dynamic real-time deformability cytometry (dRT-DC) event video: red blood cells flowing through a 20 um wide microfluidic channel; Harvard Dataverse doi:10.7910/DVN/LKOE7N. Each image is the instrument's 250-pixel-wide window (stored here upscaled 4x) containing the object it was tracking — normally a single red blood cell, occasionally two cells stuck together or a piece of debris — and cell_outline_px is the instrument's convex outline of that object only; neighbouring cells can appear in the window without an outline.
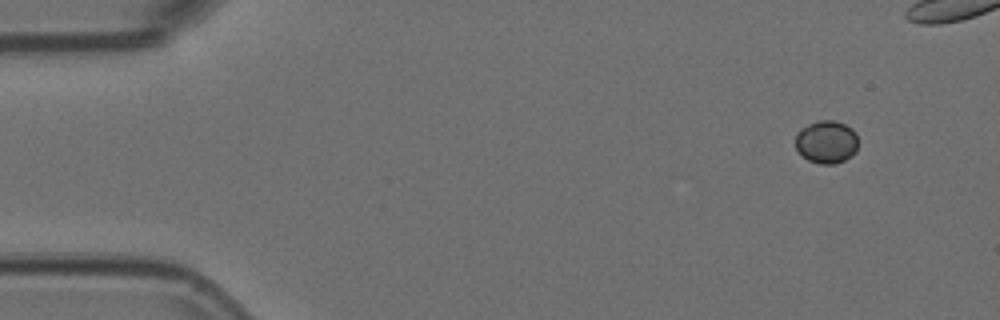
{"species": "Egyptian fruit bat (a non-hibernating species)", "species_latin": "Rousettus aegyptiacus", "temperature_condition": "room temperature", "stored_images_in_passage": 7, "camera_frame_rate_fps": 3000, "um_per_image_px": 0.085, "animal": {"sex": "female"}, "frame": {"image": 1, "passage_image": 1, "time_ms": 0.0, "image_size_px": [1000, 320], "cell_outline_px": [[856, 152], [852, 156], [844, 160], [832, 164], [820, 164], [808, 160], [796, 148], [796, 132], [800, 128], [808, 124], [820, 120], [832, 120], [844, 124], [852, 128], [856, 132]], "centroid_in_image_um": [70.24, 12.05], "position_along_channel_um": 14.8, "area_um2": 15.61}}
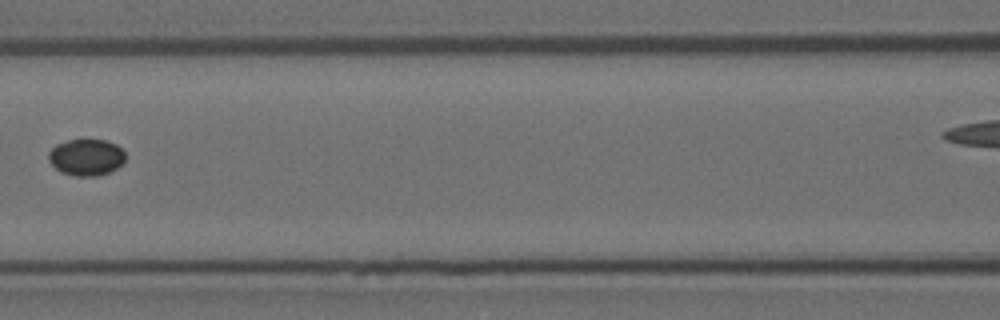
{"frame": {"image": 2, "passage_image": 6, "time_ms": 1.667, "image_size_px": [1000, 320], "cell_outline_px": [[124, 160], [116, 168], [108, 172], [96, 176], [76, 176], [60, 172], [48, 160], [48, 152], [56, 144], [68, 140], [104, 140], [116, 144], [124, 152]], "centroid_in_image_um": [7.3, 13.36], "position_along_channel_um": 159.3, "area_um2": 16.18}}
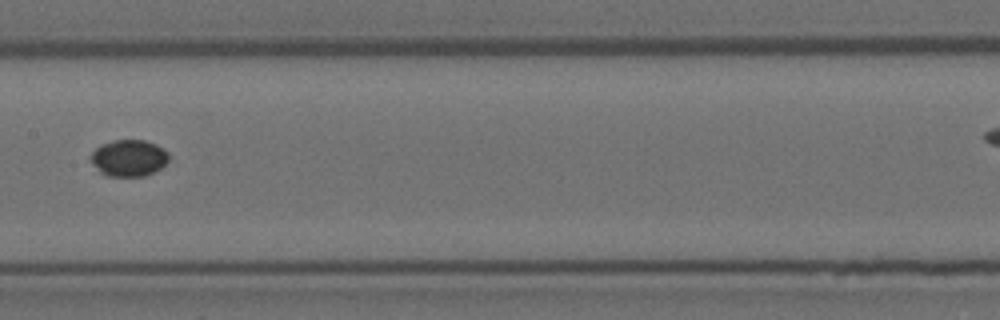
{"frame": {"image": 3, "passage_image": 7, "time_ms": 2.0, "image_size_px": [1000, 320], "cell_outline_px": [[168, 160], [160, 168], [144, 176], [104, 176], [88, 160], [92, 152], [100, 144], [112, 140], [144, 140], [156, 144], [164, 148], [168, 152]], "centroid_in_image_um": [10.9, 13.42], "position_along_channel_um": 196.5, "area_um2": 16.82}}